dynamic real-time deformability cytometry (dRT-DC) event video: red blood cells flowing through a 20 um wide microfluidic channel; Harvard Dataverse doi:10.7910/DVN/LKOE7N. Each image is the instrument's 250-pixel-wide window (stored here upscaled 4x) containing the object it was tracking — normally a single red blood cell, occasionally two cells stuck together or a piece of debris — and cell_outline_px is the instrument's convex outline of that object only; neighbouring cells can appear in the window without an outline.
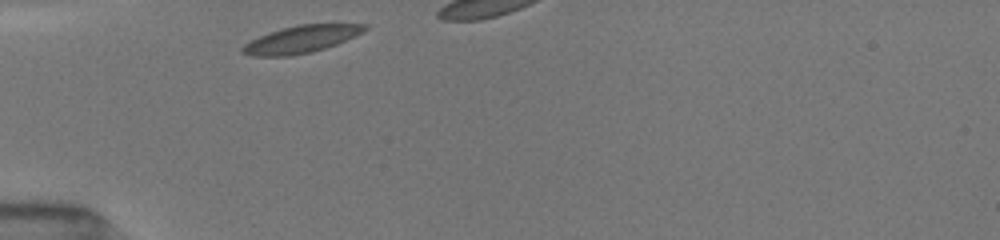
{"species": "common noctule bat (a hibernating species)", "species_latin": "Nyctalus noctula", "temperature_condition": "room temperature", "stored_images_in_passage": 8, "camera_frame_rate_fps": 3000, "um_per_image_px": 0.085, "animal": {"sex": "female", "body_mass_g": 19.5, "forearm_length_mm": 54.1}, "frame": {"image": 1, "passage_image": 1, "time_ms": 0.0, "image_size_px": [1000, 240], "cell_outline_px": [[368, 28], [364, 32], [336, 44], [312, 52], [292, 56], [252, 56], [240, 52], [240, 48], [244, 44], [268, 32], [300, 24], [368, 24]], "centroid_in_image_um": [25.59, 3.34], "position_along_channel_um": 59.4, "area_um2": 19.36}}
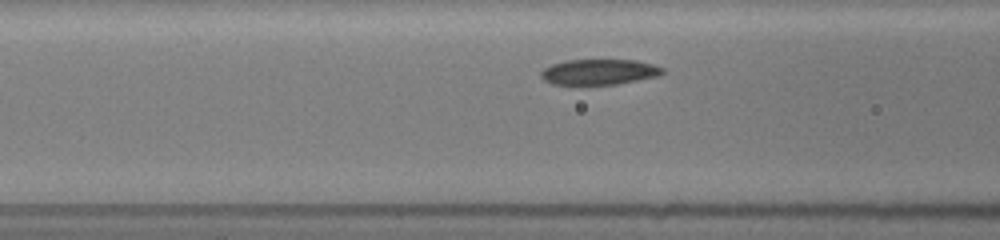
{"frame": {"image": 2, "passage_image": 6, "time_ms": 1.667, "image_size_px": [1000, 240], "cell_outline_px": [[664, 72], [656, 76], [616, 84], [580, 88], [552, 84], [544, 80], [540, 76], [540, 72], [544, 68], [552, 64], [568, 60], [636, 60], [652, 64], [664, 68]], "centroid_in_image_um": [50.83, 6.16], "position_along_channel_um": 115.8, "area_um2": 18.79}}